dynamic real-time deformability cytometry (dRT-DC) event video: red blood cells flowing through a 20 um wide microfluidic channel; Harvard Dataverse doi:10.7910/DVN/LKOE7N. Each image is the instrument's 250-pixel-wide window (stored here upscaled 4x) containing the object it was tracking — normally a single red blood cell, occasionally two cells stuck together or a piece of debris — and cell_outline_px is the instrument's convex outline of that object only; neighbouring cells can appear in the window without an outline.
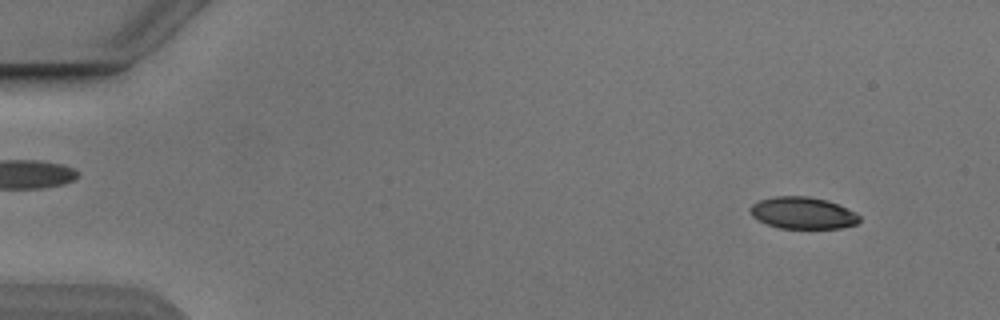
{"species": "Egyptian fruit bat (a non-hibernating species)", "species_latin": "Rousettus aegyptiacus", "temperature_condition": "cold", "stored_images_in_passage": 54, "segment_of_instrument_passage": [1, 2], "camera_frame_rate_fps": 3000, "um_per_image_px": 0.085, "animal": {"sex": "male"}, "frame": {"image": 1, "passage_image": 5, "time_ms": 1.333, "image_size_px": [1000, 320], "cell_outline_px": [[860, 220], [856, 224], [840, 228], [780, 228], [768, 224], [752, 216], [748, 208], [752, 204], [760, 200], [776, 196], [808, 196], [824, 200], [836, 204], [856, 212], [860, 216]], "centroid_in_image_um": [68.23, 18.1], "position_along_channel_um": 16.8, "area_um2": 20.06}}
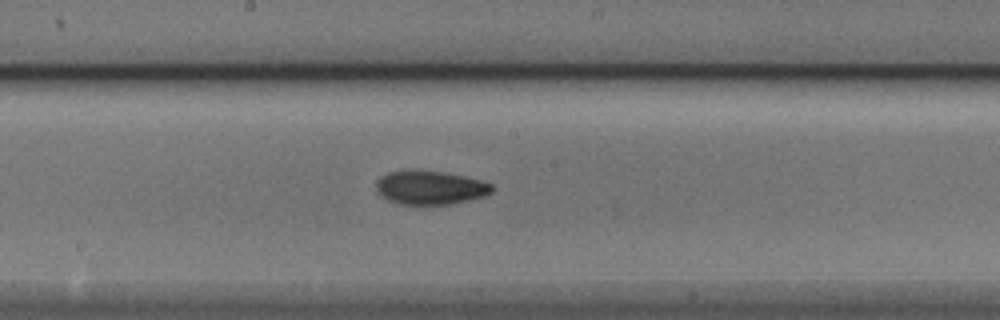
{"frame": {"image": 2, "passage_image": 29, "time_ms": 9.333, "image_size_px": [1000, 320], "cell_outline_px": [[492, 192], [484, 196], [468, 200], [448, 204], [396, 204], [380, 196], [376, 192], [376, 184], [380, 176], [388, 172], [412, 168], [444, 172], [484, 180], [492, 184]], "centroid_in_image_um": [36.52, 15.92], "position_along_channel_um": 211.7, "area_um2": 23.24}}
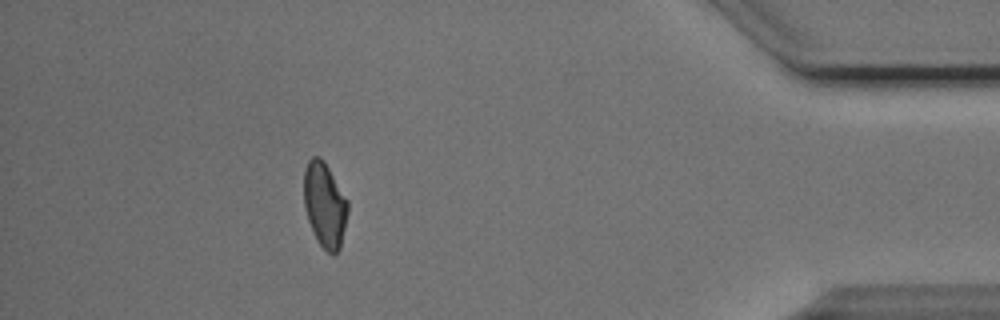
{"frame": {"image": 3, "passage_image": 48, "time_ms": 15.667, "image_size_px": [1000, 320], "cell_outline_px": [[348, 212], [340, 248], [332, 256], [320, 244], [308, 220], [304, 208], [304, 168], [308, 160], [312, 156], [320, 156], [324, 160], [348, 200]], "centroid_in_image_um": [27.6, 17.37], "position_along_channel_um": 407.6, "area_um2": 21.73}}